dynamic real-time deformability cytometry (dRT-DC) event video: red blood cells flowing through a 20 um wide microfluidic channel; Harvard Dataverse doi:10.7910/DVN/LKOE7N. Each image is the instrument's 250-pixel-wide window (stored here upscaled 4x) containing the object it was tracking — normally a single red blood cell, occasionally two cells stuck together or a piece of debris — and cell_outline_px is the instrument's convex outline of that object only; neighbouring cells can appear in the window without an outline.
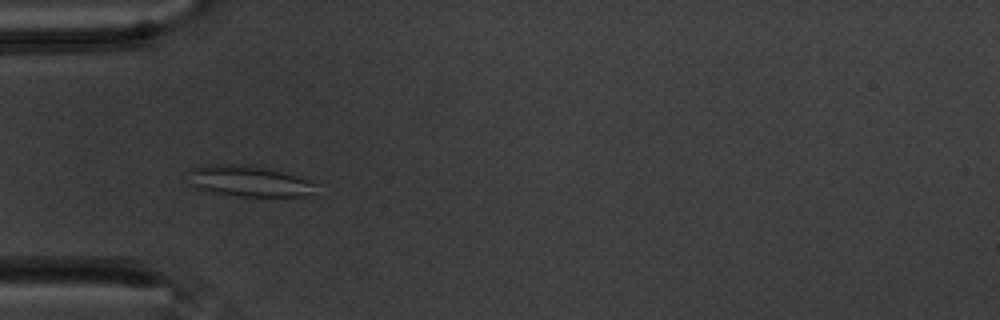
{"species": "common noctule bat (a hibernating species)", "species_latin": "Nyctalus noctula", "temperature_condition": "warm", "stored_images_in_passage": 59, "camera_frame_rate_fps": 3000, "um_per_image_px": 0.085, "animal": {"sex": "male", "body_mass_g": 20.1, "forearm_length_mm": 53.5}, "frame": {"image": 1, "passage_image": 19, "time_ms": 6.0, "image_size_px": [1000, 320], "cell_outline_px": [[320, 196], [240, 196], [212, 192], [196, 188], [192, 184], [188, 172], [192, 168], [212, 164], [252, 164], [300, 176], [316, 184]], "centroid_in_image_um": [21.28, 15.4], "position_along_channel_um": 63.7, "area_um2": 23.47}}
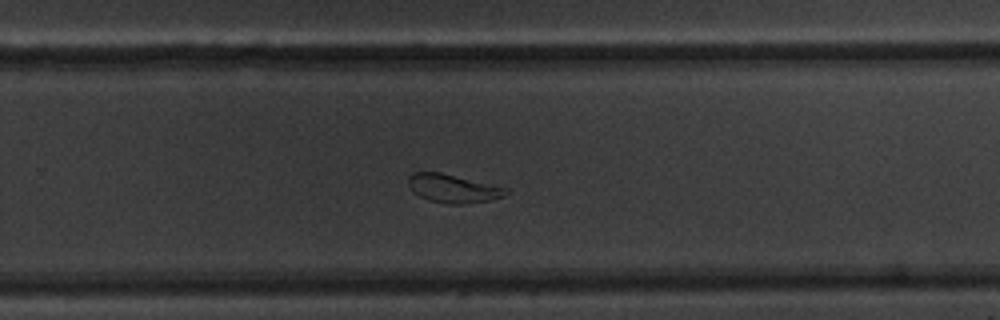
{"frame": {"image": 2, "passage_image": 39, "time_ms": 12.667, "image_size_px": [1000, 320], "cell_outline_px": [[508, 192], [504, 196], [492, 200], [464, 204], [448, 204], [428, 200], [412, 192], [408, 184], [408, 176], [412, 172], [440, 172], [508, 188]], "centroid_in_image_um": [38.49, 16.02], "position_along_channel_um": 291.3, "area_um2": 16.24}}
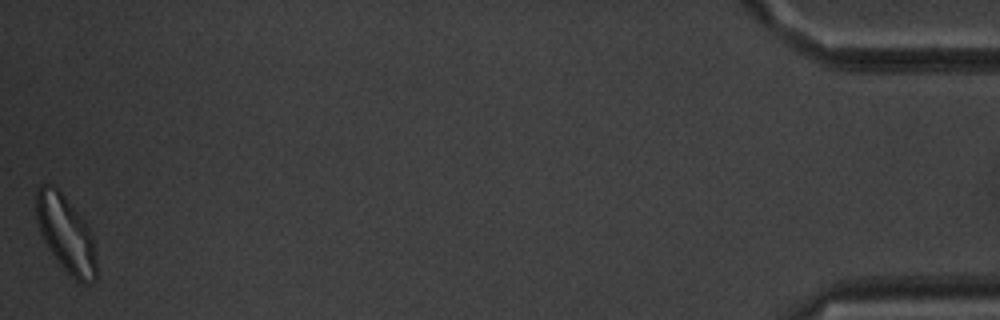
{"frame": {"image": 3, "passage_image": 59, "time_ms": 19.333, "image_size_px": [1000, 320], "cell_outline_px": [[96, 280], [88, 284], [80, 284], [60, 264], [48, 248], [40, 232], [36, 220], [36, 192], [40, 184], [52, 184], [64, 196], [84, 220], [92, 236], [96, 260]], "centroid_in_image_um": [5.59, 19.89], "position_along_channel_um": 429.6, "area_um2": 26.65}, "authors_computed_cell_mechanics": {"area_um2": 23.1778, "velocity_mm_per_s": 3.4441, "shape_relaxation_time_tau1_ms": 4.0347, "shape_relaxation_time_tau2_ms": 4.2324, "deformation_change_tau1": 0.1044, "deformation_change_tau2": 0.0525}}